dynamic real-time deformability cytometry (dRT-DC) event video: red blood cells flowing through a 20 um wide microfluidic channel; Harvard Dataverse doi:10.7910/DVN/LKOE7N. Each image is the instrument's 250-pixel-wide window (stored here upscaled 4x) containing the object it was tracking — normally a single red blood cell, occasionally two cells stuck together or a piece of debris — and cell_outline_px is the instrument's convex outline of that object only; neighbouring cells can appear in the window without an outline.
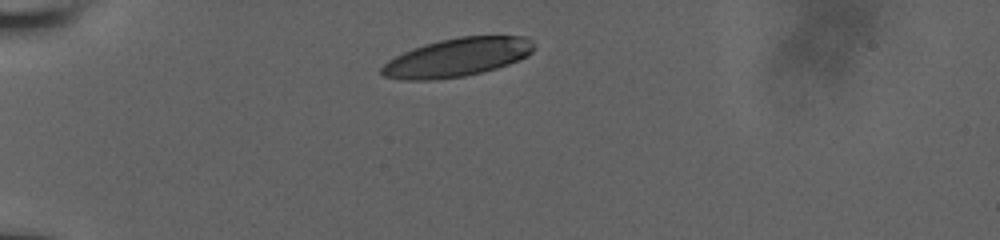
{"species": "human", "species_latin": "Homo sapiens", "temperature_condition": "room temperature", "stored_images_in_passage": 44, "camera_frame_rate_fps": 3000, "um_per_image_px": 0.085, "donor": {"sex": "male"}, "frame": {"image": 1, "passage_image": 1, "time_ms": 0.0, "image_size_px": [1000, 240], "cell_outline_px": [[536, 48], [528, 56], [520, 60], [496, 68], [464, 76], [432, 80], [400, 80], [384, 76], [380, 72], [380, 68], [388, 60], [412, 48], [424, 44], [440, 40], [460, 36], [524, 36]], "centroid_in_image_um": [38.84, 4.88], "position_along_channel_um": 46.2, "area_um2": 34.1}}
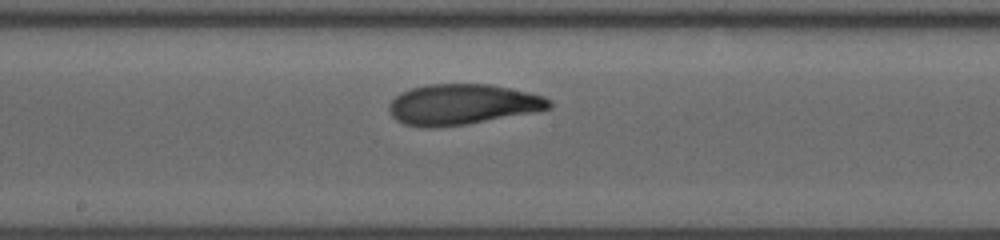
{"frame": {"image": 2, "passage_image": 20, "time_ms": 5.333, "image_size_px": [1000, 240], "cell_outline_px": [[552, 108], [536, 112], [464, 124], [436, 128], [420, 128], [404, 124], [396, 120], [388, 112], [388, 104], [400, 92], [412, 88], [428, 84], [492, 84], [528, 92], [544, 96], [552, 100]], "centroid_in_image_um": [39.29, 8.88], "position_along_channel_um": 208.9, "area_um2": 38.21}}
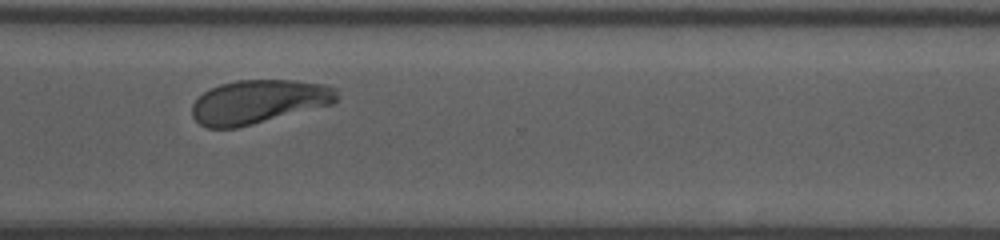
{"frame": {"image": 3, "passage_image": 43, "time_ms": 9.0, "image_size_px": [1000, 240], "cell_outline_px": [[340, 96], [332, 104], [236, 128], [208, 128], [200, 124], [192, 116], [192, 104], [204, 92], [220, 84], [236, 80], [296, 80], [328, 84], [336, 88]], "centroid_in_image_um": [22.01, 8.63], "position_along_channel_um": 348.6, "area_um2": 36.93}}